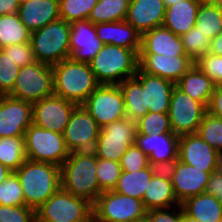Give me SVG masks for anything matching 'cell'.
<instances>
[{
    "mask_svg": "<svg viewBox=\"0 0 222 222\" xmlns=\"http://www.w3.org/2000/svg\"><path fill=\"white\" fill-rule=\"evenodd\" d=\"M21 184L25 206L36 210L61 188L60 166L26 159L14 172Z\"/></svg>",
    "mask_w": 222,
    "mask_h": 222,
    "instance_id": "obj_1",
    "label": "cell"
},
{
    "mask_svg": "<svg viewBox=\"0 0 222 222\" xmlns=\"http://www.w3.org/2000/svg\"><path fill=\"white\" fill-rule=\"evenodd\" d=\"M96 168L97 156L93 151L70 152L60 166L61 188L94 204L102 193Z\"/></svg>",
    "mask_w": 222,
    "mask_h": 222,
    "instance_id": "obj_2",
    "label": "cell"
},
{
    "mask_svg": "<svg viewBox=\"0 0 222 222\" xmlns=\"http://www.w3.org/2000/svg\"><path fill=\"white\" fill-rule=\"evenodd\" d=\"M53 93L60 98L82 105L100 85L89 63L70 58L52 65Z\"/></svg>",
    "mask_w": 222,
    "mask_h": 222,
    "instance_id": "obj_3",
    "label": "cell"
},
{
    "mask_svg": "<svg viewBox=\"0 0 222 222\" xmlns=\"http://www.w3.org/2000/svg\"><path fill=\"white\" fill-rule=\"evenodd\" d=\"M89 65L99 84L119 85L135 76L139 68V55L134 50L106 44Z\"/></svg>",
    "mask_w": 222,
    "mask_h": 222,
    "instance_id": "obj_4",
    "label": "cell"
},
{
    "mask_svg": "<svg viewBox=\"0 0 222 222\" xmlns=\"http://www.w3.org/2000/svg\"><path fill=\"white\" fill-rule=\"evenodd\" d=\"M70 23L58 19L31 33L30 44L38 62L54 65L70 57Z\"/></svg>",
    "mask_w": 222,
    "mask_h": 222,
    "instance_id": "obj_5",
    "label": "cell"
},
{
    "mask_svg": "<svg viewBox=\"0 0 222 222\" xmlns=\"http://www.w3.org/2000/svg\"><path fill=\"white\" fill-rule=\"evenodd\" d=\"M35 215L36 222H93V204L60 188Z\"/></svg>",
    "mask_w": 222,
    "mask_h": 222,
    "instance_id": "obj_6",
    "label": "cell"
},
{
    "mask_svg": "<svg viewBox=\"0 0 222 222\" xmlns=\"http://www.w3.org/2000/svg\"><path fill=\"white\" fill-rule=\"evenodd\" d=\"M146 213L142 200L113 190L102 192L93 204V222H136Z\"/></svg>",
    "mask_w": 222,
    "mask_h": 222,
    "instance_id": "obj_7",
    "label": "cell"
},
{
    "mask_svg": "<svg viewBox=\"0 0 222 222\" xmlns=\"http://www.w3.org/2000/svg\"><path fill=\"white\" fill-rule=\"evenodd\" d=\"M53 94L52 65L36 61L20 67L12 91L8 95L33 104Z\"/></svg>",
    "mask_w": 222,
    "mask_h": 222,
    "instance_id": "obj_8",
    "label": "cell"
},
{
    "mask_svg": "<svg viewBox=\"0 0 222 222\" xmlns=\"http://www.w3.org/2000/svg\"><path fill=\"white\" fill-rule=\"evenodd\" d=\"M24 139L29 160L61 166L70 155L63 134L40 128L33 123L26 130Z\"/></svg>",
    "mask_w": 222,
    "mask_h": 222,
    "instance_id": "obj_9",
    "label": "cell"
},
{
    "mask_svg": "<svg viewBox=\"0 0 222 222\" xmlns=\"http://www.w3.org/2000/svg\"><path fill=\"white\" fill-rule=\"evenodd\" d=\"M137 122L129 118L109 123L101 128L93 152L97 158L119 162L132 144H135Z\"/></svg>",
    "mask_w": 222,
    "mask_h": 222,
    "instance_id": "obj_10",
    "label": "cell"
},
{
    "mask_svg": "<svg viewBox=\"0 0 222 222\" xmlns=\"http://www.w3.org/2000/svg\"><path fill=\"white\" fill-rule=\"evenodd\" d=\"M82 106L100 128L126 118L124 97L119 85L100 84Z\"/></svg>",
    "mask_w": 222,
    "mask_h": 222,
    "instance_id": "obj_11",
    "label": "cell"
},
{
    "mask_svg": "<svg viewBox=\"0 0 222 222\" xmlns=\"http://www.w3.org/2000/svg\"><path fill=\"white\" fill-rule=\"evenodd\" d=\"M207 107L188 96L176 85L173 88L168 116L171 129L178 136L197 133Z\"/></svg>",
    "mask_w": 222,
    "mask_h": 222,
    "instance_id": "obj_12",
    "label": "cell"
},
{
    "mask_svg": "<svg viewBox=\"0 0 222 222\" xmlns=\"http://www.w3.org/2000/svg\"><path fill=\"white\" fill-rule=\"evenodd\" d=\"M101 128L82 105L72 112L63 138L70 152L93 151Z\"/></svg>",
    "mask_w": 222,
    "mask_h": 222,
    "instance_id": "obj_13",
    "label": "cell"
},
{
    "mask_svg": "<svg viewBox=\"0 0 222 222\" xmlns=\"http://www.w3.org/2000/svg\"><path fill=\"white\" fill-rule=\"evenodd\" d=\"M178 139L174 133H136L135 145L148 157L151 166L166 170L178 160Z\"/></svg>",
    "mask_w": 222,
    "mask_h": 222,
    "instance_id": "obj_14",
    "label": "cell"
},
{
    "mask_svg": "<svg viewBox=\"0 0 222 222\" xmlns=\"http://www.w3.org/2000/svg\"><path fill=\"white\" fill-rule=\"evenodd\" d=\"M77 106L53 94L32 104V123L40 128L62 134Z\"/></svg>",
    "mask_w": 222,
    "mask_h": 222,
    "instance_id": "obj_15",
    "label": "cell"
},
{
    "mask_svg": "<svg viewBox=\"0 0 222 222\" xmlns=\"http://www.w3.org/2000/svg\"><path fill=\"white\" fill-rule=\"evenodd\" d=\"M166 171L170 176L174 194L180 204L190 197L204 193L211 176L209 172L195 168L179 159Z\"/></svg>",
    "mask_w": 222,
    "mask_h": 222,
    "instance_id": "obj_16",
    "label": "cell"
},
{
    "mask_svg": "<svg viewBox=\"0 0 222 222\" xmlns=\"http://www.w3.org/2000/svg\"><path fill=\"white\" fill-rule=\"evenodd\" d=\"M31 124V103L9 95L0 96V138L24 137Z\"/></svg>",
    "mask_w": 222,
    "mask_h": 222,
    "instance_id": "obj_17",
    "label": "cell"
},
{
    "mask_svg": "<svg viewBox=\"0 0 222 222\" xmlns=\"http://www.w3.org/2000/svg\"><path fill=\"white\" fill-rule=\"evenodd\" d=\"M219 152L197 133L179 136L178 159L212 174L216 170Z\"/></svg>",
    "mask_w": 222,
    "mask_h": 222,
    "instance_id": "obj_18",
    "label": "cell"
},
{
    "mask_svg": "<svg viewBox=\"0 0 222 222\" xmlns=\"http://www.w3.org/2000/svg\"><path fill=\"white\" fill-rule=\"evenodd\" d=\"M194 63L188 56L139 54V68L143 72L159 76L174 84Z\"/></svg>",
    "mask_w": 222,
    "mask_h": 222,
    "instance_id": "obj_19",
    "label": "cell"
},
{
    "mask_svg": "<svg viewBox=\"0 0 222 222\" xmlns=\"http://www.w3.org/2000/svg\"><path fill=\"white\" fill-rule=\"evenodd\" d=\"M70 59L89 63L102 49L103 43L97 37L95 24L87 20L70 23Z\"/></svg>",
    "mask_w": 222,
    "mask_h": 222,
    "instance_id": "obj_20",
    "label": "cell"
},
{
    "mask_svg": "<svg viewBox=\"0 0 222 222\" xmlns=\"http://www.w3.org/2000/svg\"><path fill=\"white\" fill-rule=\"evenodd\" d=\"M144 89V107L148 112L168 113L175 84L159 76L143 72L138 68L134 76Z\"/></svg>",
    "mask_w": 222,
    "mask_h": 222,
    "instance_id": "obj_21",
    "label": "cell"
},
{
    "mask_svg": "<svg viewBox=\"0 0 222 222\" xmlns=\"http://www.w3.org/2000/svg\"><path fill=\"white\" fill-rule=\"evenodd\" d=\"M165 11L162 0H130L126 21L143 35L163 25Z\"/></svg>",
    "mask_w": 222,
    "mask_h": 222,
    "instance_id": "obj_22",
    "label": "cell"
},
{
    "mask_svg": "<svg viewBox=\"0 0 222 222\" xmlns=\"http://www.w3.org/2000/svg\"><path fill=\"white\" fill-rule=\"evenodd\" d=\"M18 14L25 27L34 32L60 19L59 0H23Z\"/></svg>",
    "mask_w": 222,
    "mask_h": 222,
    "instance_id": "obj_23",
    "label": "cell"
},
{
    "mask_svg": "<svg viewBox=\"0 0 222 222\" xmlns=\"http://www.w3.org/2000/svg\"><path fill=\"white\" fill-rule=\"evenodd\" d=\"M97 37L104 45L112 44L134 50L138 55L141 48V34L126 20L96 23Z\"/></svg>",
    "mask_w": 222,
    "mask_h": 222,
    "instance_id": "obj_24",
    "label": "cell"
},
{
    "mask_svg": "<svg viewBox=\"0 0 222 222\" xmlns=\"http://www.w3.org/2000/svg\"><path fill=\"white\" fill-rule=\"evenodd\" d=\"M139 54L187 56L184 52L180 36H177L163 25L155 27L141 35Z\"/></svg>",
    "mask_w": 222,
    "mask_h": 222,
    "instance_id": "obj_25",
    "label": "cell"
},
{
    "mask_svg": "<svg viewBox=\"0 0 222 222\" xmlns=\"http://www.w3.org/2000/svg\"><path fill=\"white\" fill-rule=\"evenodd\" d=\"M142 201L147 211L180 205L174 194L173 185L166 170L159 169L152 176Z\"/></svg>",
    "mask_w": 222,
    "mask_h": 222,
    "instance_id": "obj_26",
    "label": "cell"
},
{
    "mask_svg": "<svg viewBox=\"0 0 222 222\" xmlns=\"http://www.w3.org/2000/svg\"><path fill=\"white\" fill-rule=\"evenodd\" d=\"M203 0H184L169 6L165 11L163 26L177 36L191 30L196 23L198 8Z\"/></svg>",
    "mask_w": 222,
    "mask_h": 222,
    "instance_id": "obj_27",
    "label": "cell"
},
{
    "mask_svg": "<svg viewBox=\"0 0 222 222\" xmlns=\"http://www.w3.org/2000/svg\"><path fill=\"white\" fill-rule=\"evenodd\" d=\"M181 206L187 218L199 222H220L222 219L221 202L206 192L186 199Z\"/></svg>",
    "mask_w": 222,
    "mask_h": 222,
    "instance_id": "obj_28",
    "label": "cell"
},
{
    "mask_svg": "<svg viewBox=\"0 0 222 222\" xmlns=\"http://www.w3.org/2000/svg\"><path fill=\"white\" fill-rule=\"evenodd\" d=\"M192 99L203 103L206 107L215 89V83L203 73L195 63L175 84Z\"/></svg>",
    "mask_w": 222,
    "mask_h": 222,
    "instance_id": "obj_29",
    "label": "cell"
},
{
    "mask_svg": "<svg viewBox=\"0 0 222 222\" xmlns=\"http://www.w3.org/2000/svg\"><path fill=\"white\" fill-rule=\"evenodd\" d=\"M159 169L149 165L147 168L135 172L122 171L113 191L143 200V195L152 176Z\"/></svg>",
    "mask_w": 222,
    "mask_h": 222,
    "instance_id": "obj_30",
    "label": "cell"
},
{
    "mask_svg": "<svg viewBox=\"0 0 222 222\" xmlns=\"http://www.w3.org/2000/svg\"><path fill=\"white\" fill-rule=\"evenodd\" d=\"M195 27L213 39L222 32V4L218 0H203L198 8Z\"/></svg>",
    "mask_w": 222,
    "mask_h": 222,
    "instance_id": "obj_31",
    "label": "cell"
},
{
    "mask_svg": "<svg viewBox=\"0 0 222 222\" xmlns=\"http://www.w3.org/2000/svg\"><path fill=\"white\" fill-rule=\"evenodd\" d=\"M119 87L123 93L126 118L138 121L146 113L148 109L144 105V89L140 82L135 78H127Z\"/></svg>",
    "mask_w": 222,
    "mask_h": 222,
    "instance_id": "obj_32",
    "label": "cell"
},
{
    "mask_svg": "<svg viewBox=\"0 0 222 222\" xmlns=\"http://www.w3.org/2000/svg\"><path fill=\"white\" fill-rule=\"evenodd\" d=\"M31 33L21 22L18 13L0 16V49L30 42Z\"/></svg>",
    "mask_w": 222,
    "mask_h": 222,
    "instance_id": "obj_33",
    "label": "cell"
},
{
    "mask_svg": "<svg viewBox=\"0 0 222 222\" xmlns=\"http://www.w3.org/2000/svg\"><path fill=\"white\" fill-rule=\"evenodd\" d=\"M130 0H98L88 20L93 23L126 20Z\"/></svg>",
    "mask_w": 222,
    "mask_h": 222,
    "instance_id": "obj_34",
    "label": "cell"
},
{
    "mask_svg": "<svg viewBox=\"0 0 222 222\" xmlns=\"http://www.w3.org/2000/svg\"><path fill=\"white\" fill-rule=\"evenodd\" d=\"M27 159L24 137L0 138V162L15 172Z\"/></svg>",
    "mask_w": 222,
    "mask_h": 222,
    "instance_id": "obj_35",
    "label": "cell"
},
{
    "mask_svg": "<svg viewBox=\"0 0 222 222\" xmlns=\"http://www.w3.org/2000/svg\"><path fill=\"white\" fill-rule=\"evenodd\" d=\"M185 54L196 62L200 57L208 53L211 39L204 35L195 26L187 33L180 36Z\"/></svg>",
    "mask_w": 222,
    "mask_h": 222,
    "instance_id": "obj_36",
    "label": "cell"
},
{
    "mask_svg": "<svg viewBox=\"0 0 222 222\" xmlns=\"http://www.w3.org/2000/svg\"><path fill=\"white\" fill-rule=\"evenodd\" d=\"M98 0H59L60 19L66 22L87 20Z\"/></svg>",
    "mask_w": 222,
    "mask_h": 222,
    "instance_id": "obj_37",
    "label": "cell"
},
{
    "mask_svg": "<svg viewBox=\"0 0 222 222\" xmlns=\"http://www.w3.org/2000/svg\"><path fill=\"white\" fill-rule=\"evenodd\" d=\"M197 134L211 147L222 153V119L207 112L198 127Z\"/></svg>",
    "mask_w": 222,
    "mask_h": 222,
    "instance_id": "obj_38",
    "label": "cell"
},
{
    "mask_svg": "<svg viewBox=\"0 0 222 222\" xmlns=\"http://www.w3.org/2000/svg\"><path fill=\"white\" fill-rule=\"evenodd\" d=\"M96 169L100 191L113 190L122 172L120 162L97 158Z\"/></svg>",
    "mask_w": 222,
    "mask_h": 222,
    "instance_id": "obj_39",
    "label": "cell"
},
{
    "mask_svg": "<svg viewBox=\"0 0 222 222\" xmlns=\"http://www.w3.org/2000/svg\"><path fill=\"white\" fill-rule=\"evenodd\" d=\"M137 122V133L150 135L152 132L173 133L168 113L148 112Z\"/></svg>",
    "mask_w": 222,
    "mask_h": 222,
    "instance_id": "obj_40",
    "label": "cell"
},
{
    "mask_svg": "<svg viewBox=\"0 0 222 222\" xmlns=\"http://www.w3.org/2000/svg\"><path fill=\"white\" fill-rule=\"evenodd\" d=\"M0 205L25 206L23 190L14 172L0 183Z\"/></svg>",
    "mask_w": 222,
    "mask_h": 222,
    "instance_id": "obj_41",
    "label": "cell"
},
{
    "mask_svg": "<svg viewBox=\"0 0 222 222\" xmlns=\"http://www.w3.org/2000/svg\"><path fill=\"white\" fill-rule=\"evenodd\" d=\"M20 67L0 49V95H8L14 86Z\"/></svg>",
    "mask_w": 222,
    "mask_h": 222,
    "instance_id": "obj_42",
    "label": "cell"
},
{
    "mask_svg": "<svg viewBox=\"0 0 222 222\" xmlns=\"http://www.w3.org/2000/svg\"><path fill=\"white\" fill-rule=\"evenodd\" d=\"M195 65L219 87L222 84V56L207 53L200 57Z\"/></svg>",
    "mask_w": 222,
    "mask_h": 222,
    "instance_id": "obj_43",
    "label": "cell"
},
{
    "mask_svg": "<svg viewBox=\"0 0 222 222\" xmlns=\"http://www.w3.org/2000/svg\"><path fill=\"white\" fill-rule=\"evenodd\" d=\"M119 162L122 171L126 172H135L150 165L148 157L135 144L129 147Z\"/></svg>",
    "mask_w": 222,
    "mask_h": 222,
    "instance_id": "obj_44",
    "label": "cell"
},
{
    "mask_svg": "<svg viewBox=\"0 0 222 222\" xmlns=\"http://www.w3.org/2000/svg\"><path fill=\"white\" fill-rule=\"evenodd\" d=\"M0 222H36L35 210L27 206L0 205Z\"/></svg>",
    "mask_w": 222,
    "mask_h": 222,
    "instance_id": "obj_45",
    "label": "cell"
},
{
    "mask_svg": "<svg viewBox=\"0 0 222 222\" xmlns=\"http://www.w3.org/2000/svg\"><path fill=\"white\" fill-rule=\"evenodd\" d=\"M1 50L5 54H9L13 62L19 67L28 66L37 61L30 42L13 44Z\"/></svg>",
    "mask_w": 222,
    "mask_h": 222,
    "instance_id": "obj_46",
    "label": "cell"
},
{
    "mask_svg": "<svg viewBox=\"0 0 222 222\" xmlns=\"http://www.w3.org/2000/svg\"><path fill=\"white\" fill-rule=\"evenodd\" d=\"M177 208L179 211H176V207L151 209L147 211L146 217L150 222H184V211L181 204Z\"/></svg>",
    "mask_w": 222,
    "mask_h": 222,
    "instance_id": "obj_47",
    "label": "cell"
},
{
    "mask_svg": "<svg viewBox=\"0 0 222 222\" xmlns=\"http://www.w3.org/2000/svg\"><path fill=\"white\" fill-rule=\"evenodd\" d=\"M207 112L214 117L222 119V90L217 86L211 95Z\"/></svg>",
    "mask_w": 222,
    "mask_h": 222,
    "instance_id": "obj_48",
    "label": "cell"
},
{
    "mask_svg": "<svg viewBox=\"0 0 222 222\" xmlns=\"http://www.w3.org/2000/svg\"><path fill=\"white\" fill-rule=\"evenodd\" d=\"M205 192L217 197L222 204V176L220 174L217 172L211 174Z\"/></svg>",
    "mask_w": 222,
    "mask_h": 222,
    "instance_id": "obj_49",
    "label": "cell"
},
{
    "mask_svg": "<svg viewBox=\"0 0 222 222\" xmlns=\"http://www.w3.org/2000/svg\"><path fill=\"white\" fill-rule=\"evenodd\" d=\"M21 0H0V16L18 13Z\"/></svg>",
    "mask_w": 222,
    "mask_h": 222,
    "instance_id": "obj_50",
    "label": "cell"
},
{
    "mask_svg": "<svg viewBox=\"0 0 222 222\" xmlns=\"http://www.w3.org/2000/svg\"><path fill=\"white\" fill-rule=\"evenodd\" d=\"M208 52L216 56H222V32L211 39L210 49Z\"/></svg>",
    "mask_w": 222,
    "mask_h": 222,
    "instance_id": "obj_51",
    "label": "cell"
},
{
    "mask_svg": "<svg viewBox=\"0 0 222 222\" xmlns=\"http://www.w3.org/2000/svg\"><path fill=\"white\" fill-rule=\"evenodd\" d=\"M12 172L0 162V183L8 178Z\"/></svg>",
    "mask_w": 222,
    "mask_h": 222,
    "instance_id": "obj_52",
    "label": "cell"
},
{
    "mask_svg": "<svg viewBox=\"0 0 222 222\" xmlns=\"http://www.w3.org/2000/svg\"><path fill=\"white\" fill-rule=\"evenodd\" d=\"M215 172H217L218 174L222 176V153H219L218 155Z\"/></svg>",
    "mask_w": 222,
    "mask_h": 222,
    "instance_id": "obj_53",
    "label": "cell"
},
{
    "mask_svg": "<svg viewBox=\"0 0 222 222\" xmlns=\"http://www.w3.org/2000/svg\"><path fill=\"white\" fill-rule=\"evenodd\" d=\"M162 1L164 3L165 7L167 8L169 6L176 4L180 0H162ZM181 1H184V0H181Z\"/></svg>",
    "mask_w": 222,
    "mask_h": 222,
    "instance_id": "obj_54",
    "label": "cell"
},
{
    "mask_svg": "<svg viewBox=\"0 0 222 222\" xmlns=\"http://www.w3.org/2000/svg\"><path fill=\"white\" fill-rule=\"evenodd\" d=\"M184 222H199V221H196L194 219H191V218H187L184 214Z\"/></svg>",
    "mask_w": 222,
    "mask_h": 222,
    "instance_id": "obj_55",
    "label": "cell"
},
{
    "mask_svg": "<svg viewBox=\"0 0 222 222\" xmlns=\"http://www.w3.org/2000/svg\"><path fill=\"white\" fill-rule=\"evenodd\" d=\"M136 222H150V220L147 217H145L143 219L137 220Z\"/></svg>",
    "mask_w": 222,
    "mask_h": 222,
    "instance_id": "obj_56",
    "label": "cell"
}]
</instances>
